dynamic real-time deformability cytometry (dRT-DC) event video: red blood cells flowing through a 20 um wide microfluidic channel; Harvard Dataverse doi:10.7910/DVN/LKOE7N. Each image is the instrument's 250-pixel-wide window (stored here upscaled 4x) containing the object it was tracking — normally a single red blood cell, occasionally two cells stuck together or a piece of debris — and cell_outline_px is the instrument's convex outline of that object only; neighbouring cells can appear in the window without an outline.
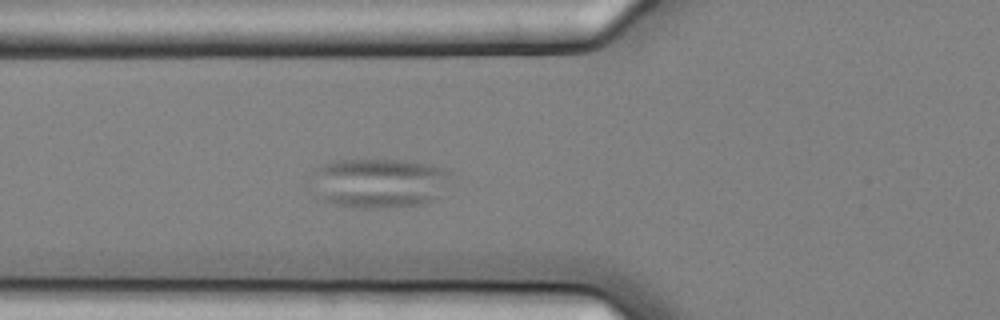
{"species": "common noctule bat (a hibernating species)", "species_latin": "Nyctalus noctula", "temperature_condition": "cold", "stored_images_in_passage": 6, "camera_frame_rate_fps": 3000, "um_per_image_px": 0.085, "animal": {"sex": "female", "body_mass_g": 25.1}, "frame": {"image": 1, "passage_image": 6, "time_ms": 1.667, "image_size_px": [1000, 320], "cell_outline_px": [[452, 172], [436, 196], [432, 200], [420, 204], [376, 208], [364, 208], [332, 204], [316, 200], [316, 168], [320, 164], [332, 160], [400, 160], [432, 164], [448, 168]], "centroid_in_image_um": [32.19, 15.54], "position_along_channel_um": 93.6, "area_um2": 40.0}}